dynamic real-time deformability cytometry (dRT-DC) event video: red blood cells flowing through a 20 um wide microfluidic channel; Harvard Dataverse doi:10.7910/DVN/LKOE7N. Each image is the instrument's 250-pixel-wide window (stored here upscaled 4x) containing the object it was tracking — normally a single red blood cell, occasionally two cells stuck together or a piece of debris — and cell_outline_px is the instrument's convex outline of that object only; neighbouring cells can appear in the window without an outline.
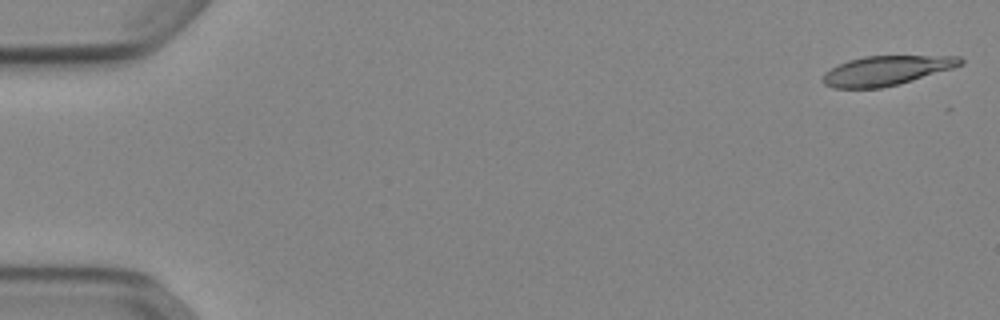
{"species": "Egyptian fruit bat (a non-hibernating species)", "species_latin": "Rousettus aegyptiacus", "temperature_condition": "cold", "stored_images_in_passage": 23, "camera_frame_rate_fps": 3000, "um_per_image_px": 0.085, "animal": {"sex": "female"}, "frame": {"image": 1, "passage_image": 1, "time_ms": 0.0, "image_size_px": [1000, 320], "cell_outline_px": [[964, 64], [952, 68], [900, 84], [880, 88], [832, 88], [824, 84], [820, 80], [824, 72], [848, 60], [864, 56], [960, 56], [964, 60]], "centroid_in_image_um": [75.32, 6.0], "position_along_channel_um": 9.7, "area_um2": 23.7}}
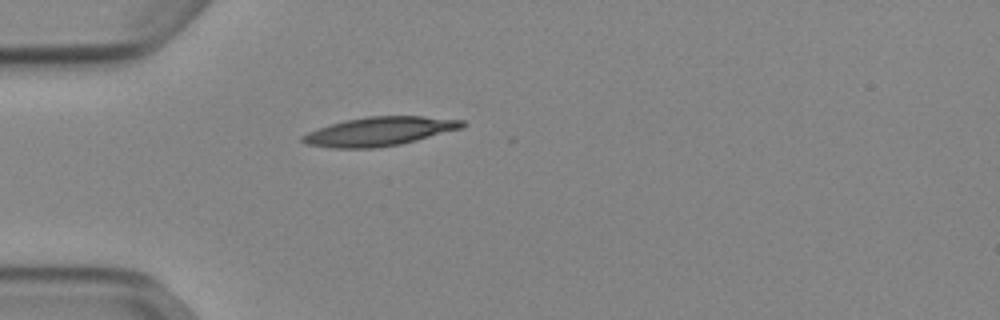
{"frame": {"image": 2, "passage_image": 15, "time_ms": 4.667, "image_size_px": [1000, 320], "cell_outline_px": [[468, 124], [464, 128], [400, 144], [376, 148], [332, 148], [308, 144], [300, 140], [300, 136], [308, 132], [344, 120], [368, 116], [424, 116], [464, 120]], "centroid_in_image_um": [32.3, 11.16], "position_along_channel_um": 52.7, "area_um2": 26.88}}
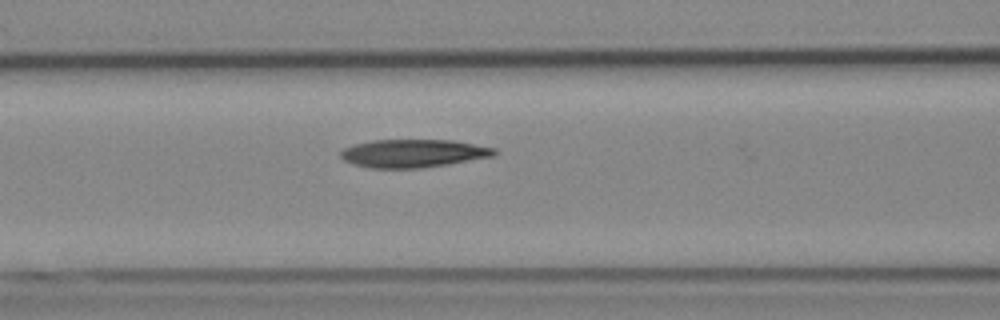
{"frame": {"image": 3, "passage_image": 22, "time_ms": 7.0, "image_size_px": [1000, 320], "cell_outline_px": [[496, 156], [448, 164], [420, 168], [368, 168], [344, 160], [340, 156], [340, 152], [344, 148], [356, 144], [372, 140], [452, 140], [496, 148]], "centroid_in_image_um": [35.15, 13.03], "position_along_channel_um": 131.4, "area_um2": 25.09}}